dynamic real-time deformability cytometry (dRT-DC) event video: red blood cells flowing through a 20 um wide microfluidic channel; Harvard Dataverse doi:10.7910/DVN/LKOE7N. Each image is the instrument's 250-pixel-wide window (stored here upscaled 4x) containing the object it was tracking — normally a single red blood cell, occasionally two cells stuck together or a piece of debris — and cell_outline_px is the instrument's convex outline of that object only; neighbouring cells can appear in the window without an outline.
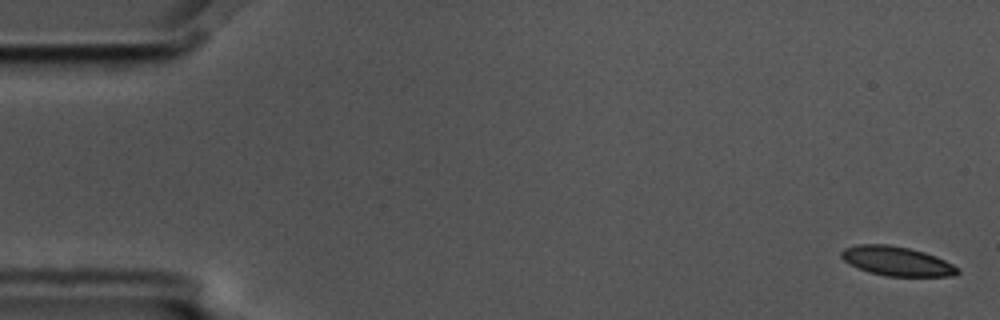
{"species": "common noctule bat (a hibernating species)", "species_latin": "Nyctalus noctula", "temperature_condition": "cold", "stored_images_in_passage": 6, "camera_frame_rate_fps": 3000, "um_per_image_px": 0.085, "animal": {"sex": "male", "body_mass_g": 17.5, "forearm_length_mm": 52.3}, "frame": {"image": 1, "passage_image": 1, "time_ms": 0.0, "image_size_px": [1000, 320], "cell_outline_px": [[960, 272], [952, 276], [888, 276], [868, 272], [844, 260], [840, 256], [840, 252], [844, 248], [856, 244], [888, 244], [908, 248], [924, 252], [936, 256], [960, 268]], "centroid_in_image_um": [76.23, 22.19], "position_along_channel_um": 8.8, "area_um2": 19.77}}
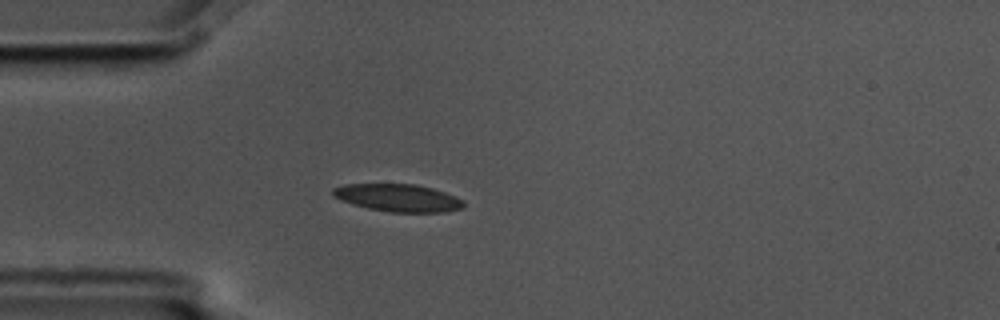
{"frame": {"image": 2, "passage_image": 5, "time_ms": 1.333, "image_size_px": [1000, 320], "cell_outline_px": [[464, 204], [460, 208], [444, 212], [392, 212], [368, 208], [352, 204], [332, 196], [332, 188], [344, 184], [416, 184], [432, 188], [456, 196], [464, 200]], "centroid_in_image_um": [33.82, 16.81], "position_along_channel_um": 51.2, "area_um2": 20.92}}